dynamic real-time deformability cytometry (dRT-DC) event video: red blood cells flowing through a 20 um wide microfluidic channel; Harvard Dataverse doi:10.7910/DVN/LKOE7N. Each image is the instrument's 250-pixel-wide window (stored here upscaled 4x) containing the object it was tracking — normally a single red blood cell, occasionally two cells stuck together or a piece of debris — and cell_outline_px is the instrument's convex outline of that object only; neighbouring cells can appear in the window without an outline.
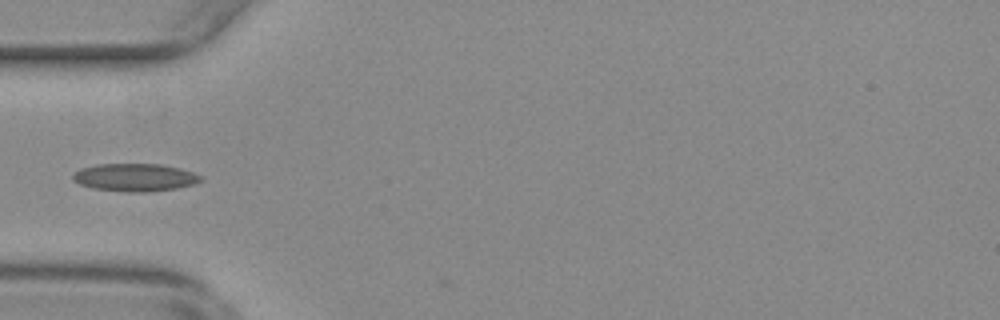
{"species": "common noctule bat (a hibernating species)", "species_latin": "Nyctalus noctula", "temperature_condition": "warm", "stored_images_in_passage": 3, "camera_frame_rate_fps": 3000, "um_per_image_px": 0.085, "animal": {"sex": "female", "body_mass_g": 29.2, "forearm_length_mm": 56.3}, "frame": {"image": 1, "passage_image": 1, "time_ms": 0.0, "image_size_px": [1000, 320], "cell_outline_px": [[200, 180], [192, 184], [176, 188], [144, 192], [128, 192], [92, 188], [80, 184], [72, 180], [72, 176], [80, 168], [96, 164], [160, 164], [180, 168], [192, 172], [200, 176]], "centroid_in_image_um": [11.41, 15.07], "position_along_channel_um": 73.6, "area_um2": 20.46}}